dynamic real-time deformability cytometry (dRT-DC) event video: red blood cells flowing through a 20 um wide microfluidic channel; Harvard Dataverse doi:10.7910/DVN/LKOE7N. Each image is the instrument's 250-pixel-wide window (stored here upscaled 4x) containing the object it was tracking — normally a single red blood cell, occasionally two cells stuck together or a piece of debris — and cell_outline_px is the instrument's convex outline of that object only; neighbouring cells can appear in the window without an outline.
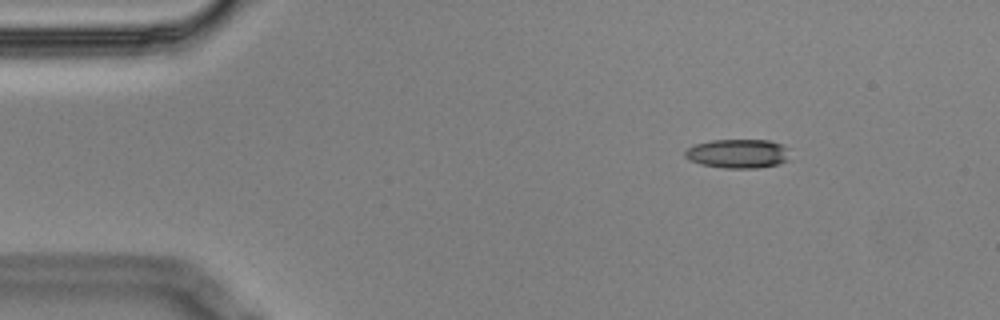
{"species": "Egyptian fruit bat (a non-hibernating species)", "species_latin": "Rousettus aegyptiacus", "temperature_condition": "cold", "stored_images_in_passage": 8, "camera_frame_rate_fps": 3000, "um_per_image_px": 0.085, "animal": {"sex": "male"}, "frame": {"image": 1, "passage_image": 1, "time_ms": 0.0, "image_size_px": [1000, 320], "cell_outline_px": [[788, 160], [780, 164], [756, 168], [724, 168], [700, 164], [688, 160], [684, 156], [684, 152], [692, 144], [712, 140], [768, 140], [780, 144], [788, 148]], "centroid_in_image_um": [62.69, 13.06], "position_along_channel_um": 22.3, "area_um2": 17.92}}
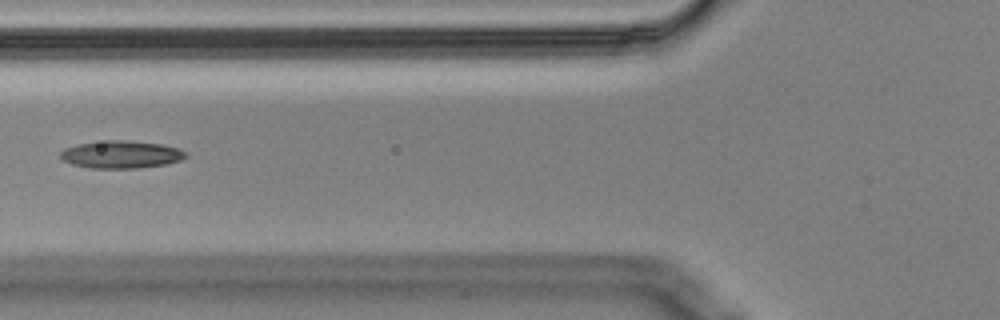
{"frame": {"image": 2, "passage_image": 5, "time_ms": 1.333, "image_size_px": [1000, 320], "cell_outline_px": [[188, 156], [180, 160], [164, 164], [136, 168], [92, 168], [72, 164], [64, 160], [60, 156], [60, 152], [64, 148], [80, 144], [104, 140], [124, 140], [160, 144], [176, 148], [188, 152]], "centroid_in_image_um": [10.29, 13.13], "position_along_channel_um": 115.5, "area_um2": 19.88}}
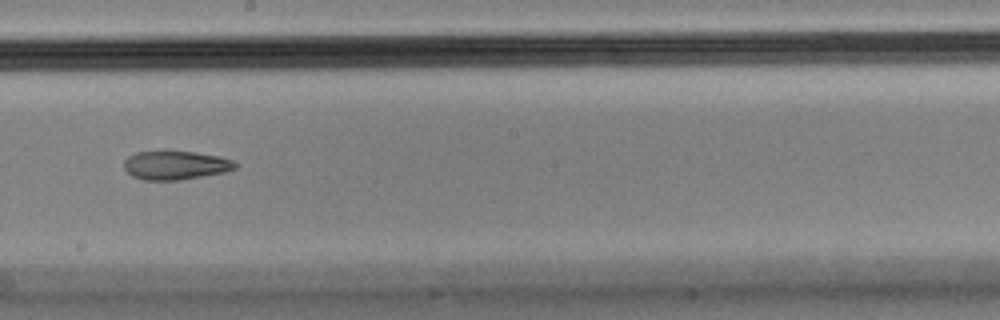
{"frame": {"image": 3, "passage_image": 8, "time_ms": 2.333, "image_size_px": [1000, 320], "cell_outline_px": [[240, 164], [236, 168], [224, 172], [180, 180], [144, 180], [132, 176], [124, 168], [124, 160], [128, 156], [136, 152], [164, 148], [196, 152], [220, 156], [232, 160]], "centroid_in_image_um": [14.9, 13.99], "position_along_channel_um": 233.3, "area_um2": 19.42}}